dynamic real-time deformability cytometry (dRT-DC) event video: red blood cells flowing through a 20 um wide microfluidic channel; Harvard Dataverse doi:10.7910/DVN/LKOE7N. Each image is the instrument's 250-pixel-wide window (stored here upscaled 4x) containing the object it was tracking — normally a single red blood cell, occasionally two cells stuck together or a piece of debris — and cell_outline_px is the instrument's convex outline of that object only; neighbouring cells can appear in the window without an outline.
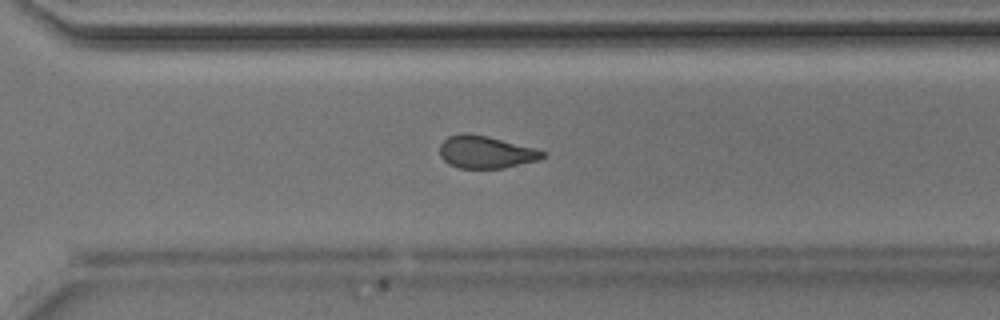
{"species": "Egyptian fruit bat (a non-hibernating species)", "species_latin": "Rousettus aegyptiacus", "temperature_condition": "room temperature", "stored_images_in_passage": 28, "camera_frame_rate_fps": 3000, "um_per_image_px": 0.085, "animal": {"sex": "male"}, "frame": {"image": 1, "passage_image": 20, "time_ms": 6.333, "image_size_px": [1000, 320], "cell_outline_px": [[548, 152], [540, 160], [504, 168], [460, 168], [448, 164], [440, 156], [440, 144], [448, 136], [464, 132], [468, 132], [488, 136], [536, 148]], "centroid_in_image_um": [41.31, 12.92], "position_along_channel_um": 329.3, "area_um2": 19.71}}
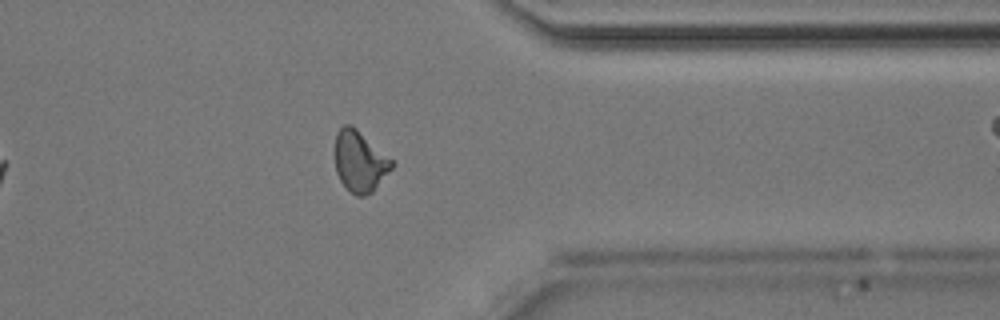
{"frame": {"image": 2, "passage_image": 24, "time_ms": 7.667, "image_size_px": [1000, 320], "cell_outline_px": [[396, 164], [372, 192], [364, 196], [356, 196], [340, 180], [336, 172], [336, 132], [344, 124], [352, 124], [392, 160]], "centroid_in_image_um": [30.59, 13.71], "position_along_channel_um": 380.8, "area_um2": 19.94}}